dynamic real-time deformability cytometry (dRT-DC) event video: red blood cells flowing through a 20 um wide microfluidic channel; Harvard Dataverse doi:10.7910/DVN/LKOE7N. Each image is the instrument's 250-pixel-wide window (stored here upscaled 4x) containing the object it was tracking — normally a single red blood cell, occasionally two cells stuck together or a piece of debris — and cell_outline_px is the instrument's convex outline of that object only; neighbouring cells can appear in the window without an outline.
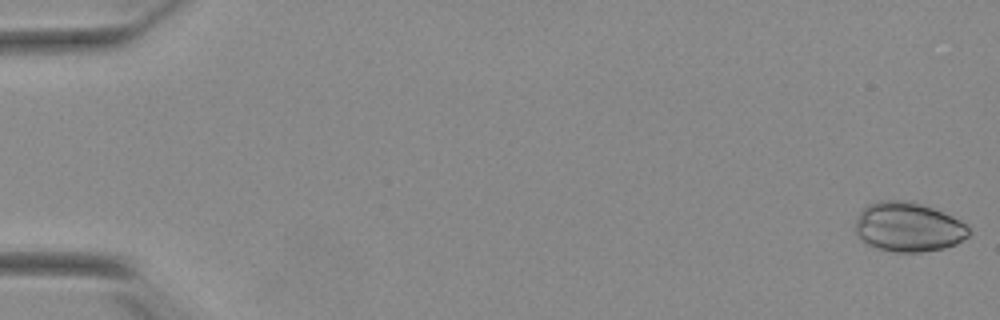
{"species": "Egyptian fruit bat (a non-hibernating species)", "species_latin": "Rousettus aegyptiacus", "temperature_condition": "warm", "stored_images_in_passage": 36, "camera_frame_rate_fps": 3000, "um_per_image_px": 0.085, "animal": {"sex": "female"}, "frame": {"image": 1, "passage_image": 1, "time_ms": 0.0, "image_size_px": [1000, 320], "cell_outline_px": [[968, 236], [956, 244], [944, 248], [920, 252], [892, 252], [876, 248], [868, 244], [856, 232], [856, 220], [860, 212], [868, 204], [880, 200], [900, 200], [920, 204], [932, 208], [952, 216], [968, 224]], "centroid_in_image_um": [77.21, 19.3], "position_along_channel_um": 7.8, "area_um2": 32.43}}
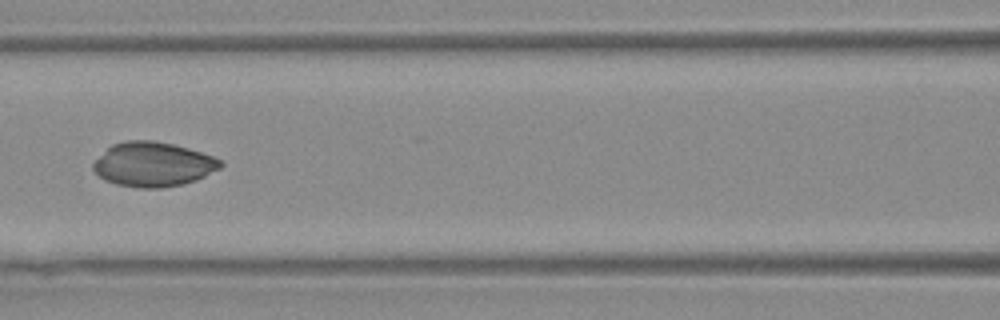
{"frame": {"image": 2, "passage_image": 25, "time_ms": 8.0, "image_size_px": [1000, 320], "cell_outline_px": [[224, 164], [220, 168], [196, 180], [180, 184], [160, 188], [140, 188], [116, 184], [104, 180], [92, 168], [92, 164], [112, 144], [124, 140], [152, 140], [172, 144], [188, 148], [212, 156], [220, 160]], "centroid_in_image_um": [13.0, 13.96], "position_along_channel_um": 153.6, "area_um2": 32.71}}
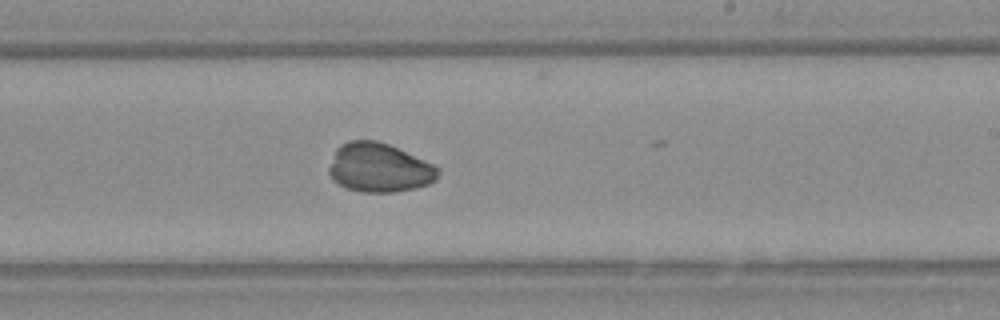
{"frame": {"image": 3, "passage_image": 33, "time_ms": 10.667, "image_size_px": [1000, 320], "cell_outline_px": [[440, 172], [436, 180], [428, 184], [412, 188], [392, 192], [364, 192], [348, 188], [332, 180], [328, 172], [328, 168], [336, 148], [340, 144], [348, 140], [376, 140], [388, 144], [424, 160], [440, 168]], "centroid_in_image_um": [32.21, 14.24], "position_along_channel_um": 256.8, "area_um2": 31.04}}